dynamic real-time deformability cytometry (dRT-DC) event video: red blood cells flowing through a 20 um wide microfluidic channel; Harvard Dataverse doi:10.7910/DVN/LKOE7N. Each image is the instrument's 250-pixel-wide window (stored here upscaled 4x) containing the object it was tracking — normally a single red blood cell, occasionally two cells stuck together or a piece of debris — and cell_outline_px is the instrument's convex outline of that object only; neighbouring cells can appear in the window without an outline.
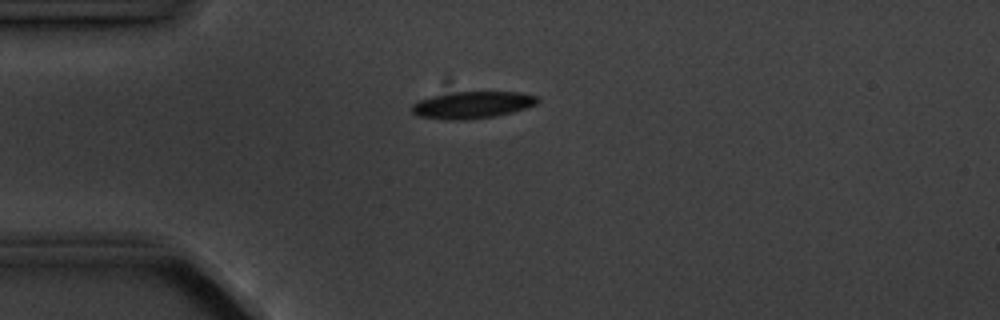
{"species": "common noctule bat (a hibernating species)", "species_latin": "Nyctalus noctula", "temperature_condition": "cold", "stored_images_in_passage": 12, "camera_frame_rate_fps": 3000, "um_per_image_px": 0.085, "animal": {"sex": "male", "body_mass_g": 20.1, "forearm_length_mm": 53.5}, "frame": {"image": 1, "passage_image": 1, "time_ms": 0.0, "image_size_px": [1000, 320], "cell_outline_px": [[540, 100], [536, 104], [512, 112], [496, 116], [468, 120], [448, 120], [416, 116], [412, 112], [412, 104], [420, 100], [432, 96], [456, 92], [516, 92], [536, 96]], "centroid_in_image_um": [40.12, 8.93], "position_along_channel_um": 44.9, "area_um2": 19.65}}
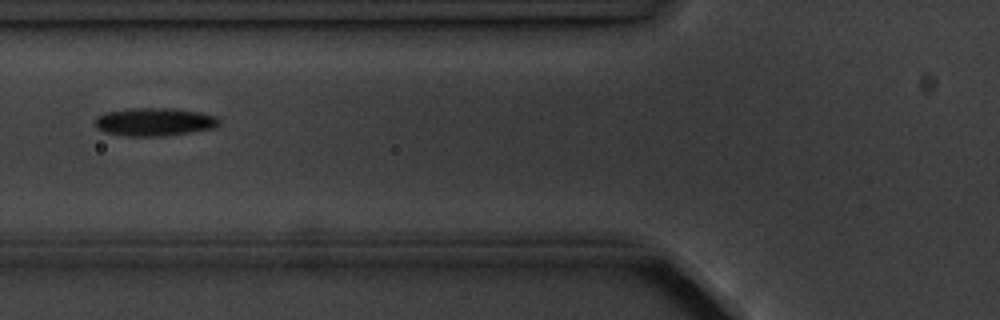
{"frame": {"image": 2, "passage_image": 3, "time_ms": 2.333, "image_size_px": [1000, 320], "cell_outline_px": [[220, 124], [216, 128], [164, 136], [124, 136], [104, 132], [96, 128], [96, 116], [104, 112], [128, 108], [172, 108], [200, 112], [216, 116], [220, 120]], "centroid_in_image_um": [13.12, 10.36], "position_along_channel_um": 112.7, "area_um2": 20.58}}
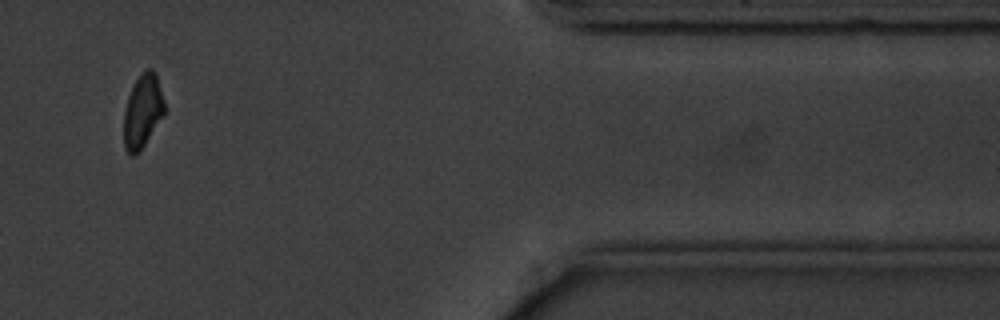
{"frame": {"image": 3, "passage_image": 10, "time_ms": 11.333, "image_size_px": [1000, 320], "cell_outline_px": [[164, 112], [140, 152], [136, 156], [132, 156], [124, 148], [124, 112], [128, 96], [136, 80], [144, 68], [152, 68], [156, 72], [164, 100]], "centroid_in_image_um": [12.11, 9.44], "position_along_channel_um": 399.3, "area_um2": 17.34}, "authors_computed_cell_mechanics": {"area_um2": 19.074, "velocity_mm_per_s": 3.5839, "shape_relaxation_time_tau1_ms": 0.9904, "shape_relaxation_time_tau2_ms": null, "deformation_change_tau1": 0.0465, "deformation_change_tau2": null}}